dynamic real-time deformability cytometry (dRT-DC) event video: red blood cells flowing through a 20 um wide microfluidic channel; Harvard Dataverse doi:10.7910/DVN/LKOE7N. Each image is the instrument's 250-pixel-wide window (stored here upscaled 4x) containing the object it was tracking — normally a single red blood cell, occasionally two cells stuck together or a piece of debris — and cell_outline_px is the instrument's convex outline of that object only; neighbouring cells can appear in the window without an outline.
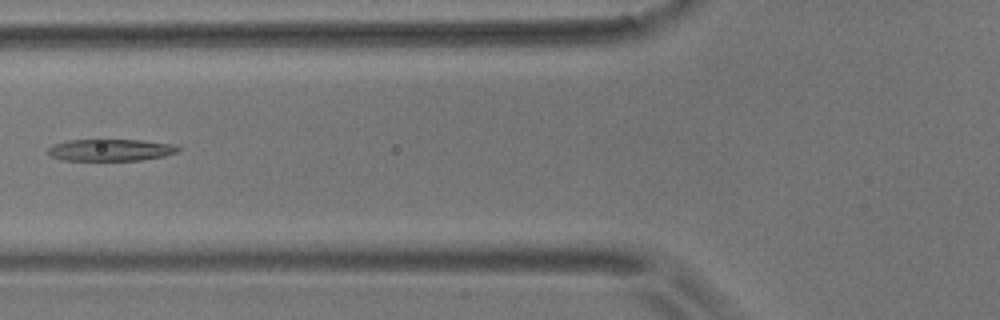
{"species": "common noctule bat (a hibernating species)", "species_latin": "Nyctalus noctula", "temperature_condition": "room temperature", "stored_images_in_passage": 4, "camera_frame_rate_fps": 3000, "um_per_image_px": 0.085, "animal": {"sex": "male", "body_mass_g": 17.9}, "frame": {"image": 1, "passage_image": 2, "time_ms": 1.333, "image_size_px": [1000, 320], "cell_outline_px": [[180, 148], [176, 152], [164, 156], [140, 160], [64, 160], [48, 156], [48, 148], [52, 144], [68, 140], [144, 140], [176, 144]], "centroid_in_image_um": [9.39, 12.74], "position_along_channel_um": 116.4, "area_um2": 16.65}}
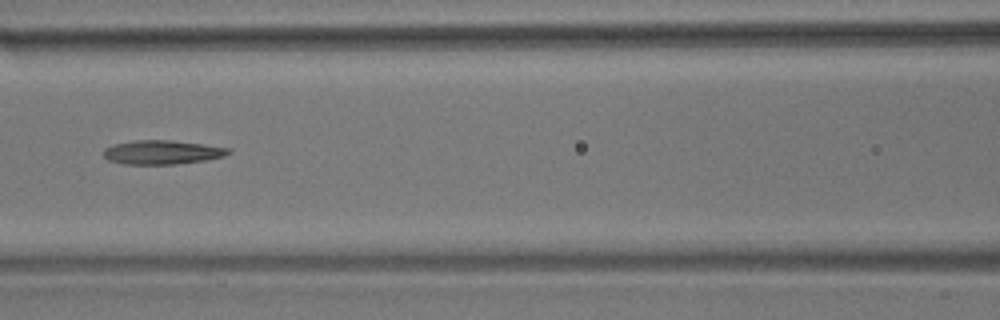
{"frame": {"image": 2, "passage_image": 3, "time_ms": 2.333, "image_size_px": [1000, 320], "cell_outline_px": [[232, 152], [224, 156], [204, 160], [176, 164], [124, 164], [108, 160], [104, 156], [104, 148], [112, 144], [136, 140], [172, 140], [204, 144], [232, 148]], "centroid_in_image_um": [13.8, 12.93], "position_along_channel_um": 152.8, "area_um2": 17.57}}
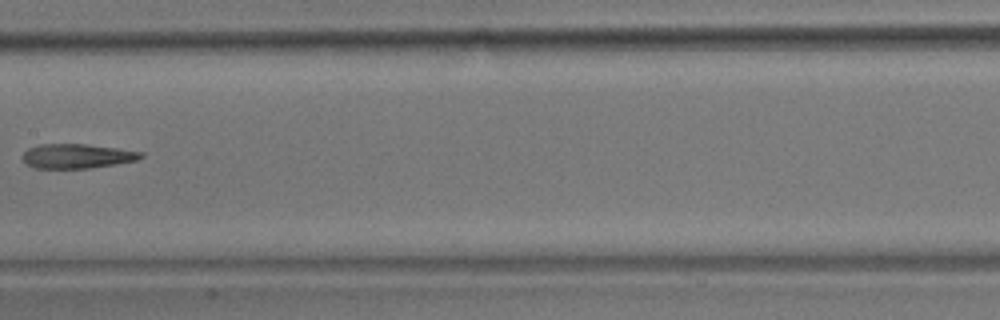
{"frame": {"image": 3, "passage_image": 4, "time_ms": 3.667, "image_size_px": [1000, 320], "cell_outline_px": [[144, 156], [136, 160], [116, 164], [88, 168], [36, 168], [24, 164], [20, 156], [28, 148], [40, 144], [84, 144], [116, 148], [144, 152]], "centroid_in_image_um": [6.5, 13.27], "position_along_channel_um": 200.9, "area_um2": 16.94}}